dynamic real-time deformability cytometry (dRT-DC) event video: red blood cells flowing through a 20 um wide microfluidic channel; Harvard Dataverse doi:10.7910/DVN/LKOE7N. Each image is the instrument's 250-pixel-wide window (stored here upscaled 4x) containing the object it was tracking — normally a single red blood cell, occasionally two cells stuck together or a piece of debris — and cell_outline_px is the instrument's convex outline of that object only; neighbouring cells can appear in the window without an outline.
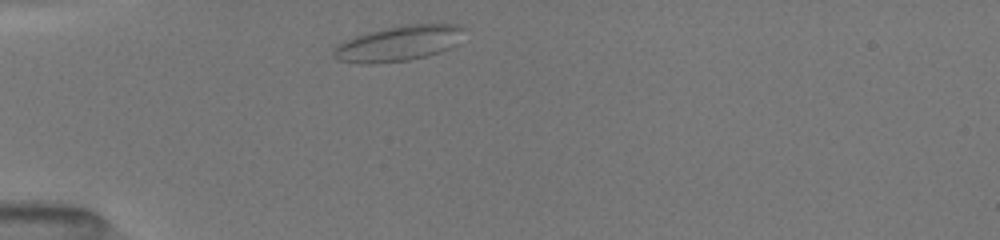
{"species": "common noctule bat (a hibernating species)", "species_latin": "Nyctalus noctula", "temperature_condition": "room temperature", "stored_images_in_passage": 6, "camera_frame_rate_fps": 3000, "um_per_image_px": 0.085, "animal": {"sex": "female", "body_mass_g": 19.5, "forearm_length_mm": 54.1}, "frame": {"image": 1, "passage_image": 1, "time_ms": 0.0, "image_size_px": [1000, 240], "cell_outline_px": [[468, 28], [456, 44], [452, 48], [428, 56], [408, 60], [372, 64], [360, 64], [336, 60], [332, 56], [332, 48], [344, 40], [368, 32], [400, 24], [460, 24]], "centroid_in_image_um": [33.89, 3.68], "position_along_channel_um": 51.1, "area_um2": 27.51}}
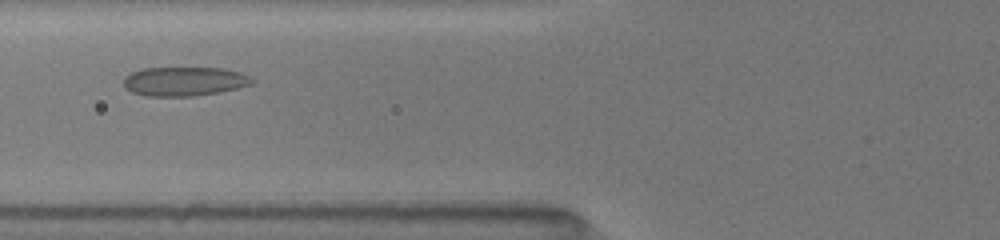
{"frame": {"image": 2, "passage_image": 5, "time_ms": 2.0, "image_size_px": [1000, 240], "cell_outline_px": [[256, 80], [252, 84], [220, 92], [196, 96], [144, 96], [132, 92], [124, 88], [124, 76], [132, 72], [144, 68], [224, 68], [240, 72]], "centroid_in_image_um": [15.66, 6.92], "position_along_channel_um": 110.1, "area_um2": 21.91}}